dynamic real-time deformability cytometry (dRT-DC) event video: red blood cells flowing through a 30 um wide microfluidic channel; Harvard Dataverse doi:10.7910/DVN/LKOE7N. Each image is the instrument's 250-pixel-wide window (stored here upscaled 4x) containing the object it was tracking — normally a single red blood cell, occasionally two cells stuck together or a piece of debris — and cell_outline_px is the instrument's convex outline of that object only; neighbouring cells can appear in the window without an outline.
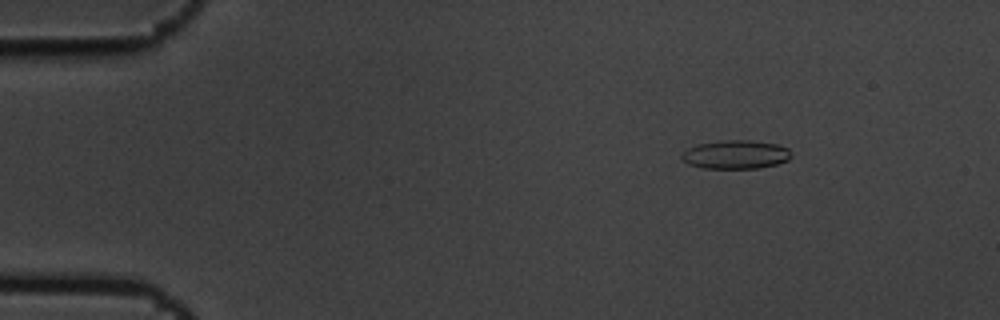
{"species": "common noctule bat (a hibernating species)", "species_latin": "Nyctalus noctula", "temperature_condition": "cold", "stored_images_in_passage": 4, "camera_frame_rate_fps": 3000, "um_per_image_px": 0.085, "animal": {"sex": "male", "body_mass_g": 19.5, "forearm_length_mm": 54.6}, "frame": {"image": 1, "passage_image": 2, "time_ms": 0.333, "image_size_px": [1000, 320], "cell_outline_px": [[792, 156], [788, 160], [776, 164], [760, 168], [704, 168], [688, 164], [680, 156], [688, 148], [696, 144], [720, 140], [752, 140], [776, 144], [788, 148]], "centroid_in_image_um": [62.54, 13.13], "position_along_channel_um": 22.5, "area_um2": 18.32}}